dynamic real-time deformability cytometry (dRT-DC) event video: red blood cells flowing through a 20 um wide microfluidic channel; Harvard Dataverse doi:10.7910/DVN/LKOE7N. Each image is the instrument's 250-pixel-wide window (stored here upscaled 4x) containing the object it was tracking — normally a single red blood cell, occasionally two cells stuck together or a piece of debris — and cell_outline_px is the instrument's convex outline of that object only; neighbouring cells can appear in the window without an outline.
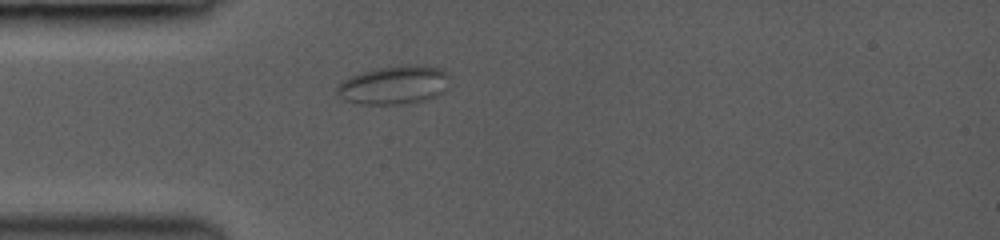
{"species": "common noctule bat (a hibernating species)", "species_latin": "Nyctalus noctula", "temperature_condition": "room temperature", "stored_images_in_passage": 1, "camera_frame_rate_fps": 3000, "um_per_image_px": 0.085, "animal": {"sex": "female", "body_mass_g": 19.0, "forearm_length_mm": 53.3}, "frame": {"image": 1, "passage_image": 1, "time_ms": 0.0, "image_size_px": [1000, 240], "cell_outline_px": [[448, 76], [444, 92], [428, 100], [408, 104], [360, 104], [344, 100], [336, 92], [336, 88], [344, 80], [352, 76], [376, 68], [408, 64], [412, 64], [440, 68]], "centroid_in_image_um": [33.5, 7.24], "position_along_channel_um": 51.5, "area_um2": 25.2}}